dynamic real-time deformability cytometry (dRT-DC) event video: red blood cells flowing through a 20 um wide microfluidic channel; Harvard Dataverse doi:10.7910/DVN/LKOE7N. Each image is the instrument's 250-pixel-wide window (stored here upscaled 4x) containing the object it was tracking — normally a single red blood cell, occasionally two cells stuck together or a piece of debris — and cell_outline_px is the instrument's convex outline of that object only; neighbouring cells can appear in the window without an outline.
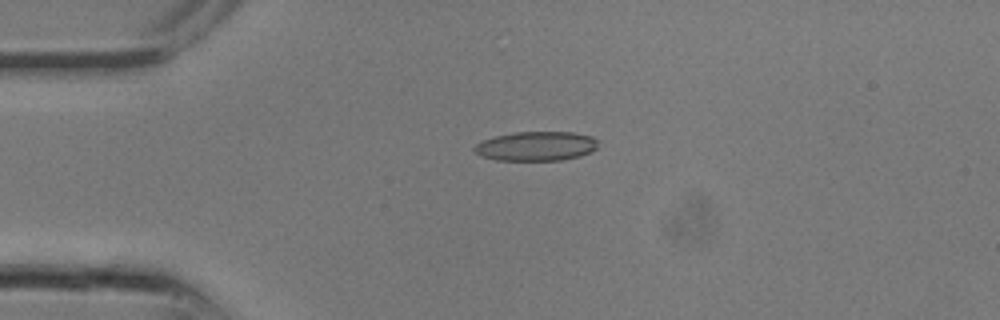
{"species": "common noctule bat (a hibernating species)", "species_latin": "Nyctalus noctula", "temperature_condition": "room temperature", "stored_images_in_passage": 10, "camera_frame_rate_fps": 3000, "um_per_image_px": 0.085, "animal": {"sex": "male", "body_mass_g": 13.3}, "frame": {"image": 1, "passage_image": 5, "time_ms": 1.333, "image_size_px": [1000, 320], "cell_outline_px": [[600, 140], [596, 148], [592, 152], [580, 156], [560, 160], [496, 160], [484, 156], [476, 152], [472, 148], [476, 144], [484, 140], [496, 136], [516, 132], [572, 132], [592, 136]], "centroid_in_image_um": [45.64, 12.42], "position_along_channel_um": 39.4, "area_um2": 21.1}}
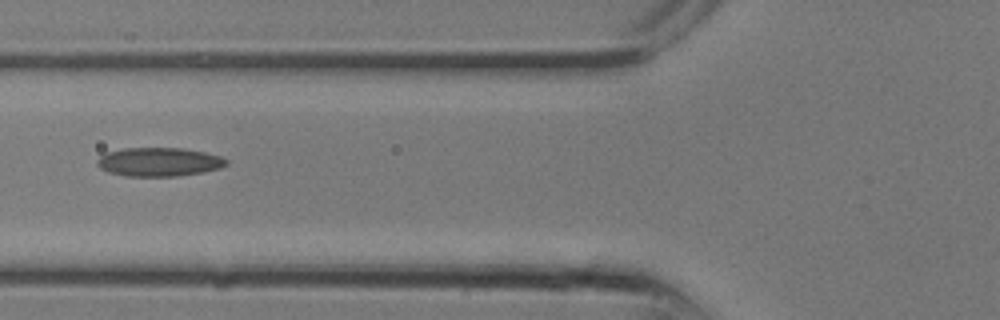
{"frame": {"image": 2, "passage_image": 9, "time_ms": 2.667, "image_size_px": [1000, 320], "cell_outline_px": [[228, 164], [220, 168], [204, 172], [176, 176], [124, 176], [108, 172], [100, 168], [96, 164], [96, 160], [104, 152], [124, 148], [180, 148], [204, 152], [220, 156], [228, 160]], "centroid_in_image_um": [13.48, 13.76], "position_along_channel_um": 112.3, "area_um2": 21.79}}